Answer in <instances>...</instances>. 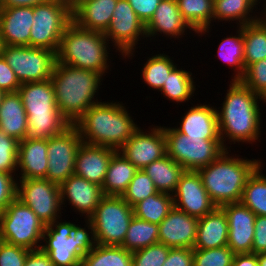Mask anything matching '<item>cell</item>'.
Instances as JSON below:
<instances>
[{
  "label": "cell",
  "mask_w": 266,
  "mask_h": 266,
  "mask_svg": "<svg viewBox=\"0 0 266 266\" xmlns=\"http://www.w3.org/2000/svg\"><path fill=\"white\" fill-rule=\"evenodd\" d=\"M96 71L77 68L56 62L50 78L57 108L62 116L73 125L92 105L103 80Z\"/></svg>",
  "instance_id": "obj_3"
},
{
  "label": "cell",
  "mask_w": 266,
  "mask_h": 266,
  "mask_svg": "<svg viewBox=\"0 0 266 266\" xmlns=\"http://www.w3.org/2000/svg\"><path fill=\"white\" fill-rule=\"evenodd\" d=\"M198 220L173 207L159 224V243L169 248L194 249Z\"/></svg>",
  "instance_id": "obj_20"
},
{
  "label": "cell",
  "mask_w": 266,
  "mask_h": 266,
  "mask_svg": "<svg viewBox=\"0 0 266 266\" xmlns=\"http://www.w3.org/2000/svg\"><path fill=\"white\" fill-rule=\"evenodd\" d=\"M5 94L6 93L4 91L0 90V104Z\"/></svg>",
  "instance_id": "obj_57"
},
{
  "label": "cell",
  "mask_w": 266,
  "mask_h": 266,
  "mask_svg": "<svg viewBox=\"0 0 266 266\" xmlns=\"http://www.w3.org/2000/svg\"><path fill=\"white\" fill-rule=\"evenodd\" d=\"M104 35L108 41H112V45L117 49L116 52H120L123 58L130 59L129 57L135 56L138 41L146 38L145 24L138 18L127 0H118Z\"/></svg>",
  "instance_id": "obj_14"
},
{
  "label": "cell",
  "mask_w": 266,
  "mask_h": 266,
  "mask_svg": "<svg viewBox=\"0 0 266 266\" xmlns=\"http://www.w3.org/2000/svg\"><path fill=\"white\" fill-rule=\"evenodd\" d=\"M194 31L183 19L176 0H161L153 17L145 25L146 39L162 34L174 39L184 37L188 31Z\"/></svg>",
  "instance_id": "obj_23"
},
{
  "label": "cell",
  "mask_w": 266,
  "mask_h": 266,
  "mask_svg": "<svg viewBox=\"0 0 266 266\" xmlns=\"http://www.w3.org/2000/svg\"><path fill=\"white\" fill-rule=\"evenodd\" d=\"M244 67L245 69L266 58V18L243 26Z\"/></svg>",
  "instance_id": "obj_33"
},
{
  "label": "cell",
  "mask_w": 266,
  "mask_h": 266,
  "mask_svg": "<svg viewBox=\"0 0 266 266\" xmlns=\"http://www.w3.org/2000/svg\"><path fill=\"white\" fill-rule=\"evenodd\" d=\"M157 192L158 191L151 178L143 172V170H138L128 185L127 190L123 193L122 198L128 205L133 207L139 201H142Z\"/></svg>",
  "instance_id": "obj_41"
},
{
  "label": "cell",
  "mask_w": 266,
  "mask_h": 266,
  "mask_svg": "<svg viewBox=\"0 0 266 266\" xmlns=\"http://www.w3.org/2000/svg\"><path fill=\"white\" fill-rule=\"evenodd\" d=\"M256 5L258 3L255 0H214L213 22L236 21L237 27L245 26L263 16V10L260 16L250 14L257 8Z\"/></svg>",
  "instance_id": "obj_31"
},
{
  "label": "cell",
  "mask_w": 266,
  "mask_h": 266,
  "mask_svg": "<svg viewBox=\"0 0 266 266\" xmlns=\"http://www.w3.org/2000/svg\"><path fill=\"white\" fill-rule=\"evenodd\" d=\"M65 6H67L71 11H73L77 6H79L84 0H59Z\"/></svg>",
  "instance_id": "obj_55"
},
{
  "label": "cell",
  "mask_w": 266,
  "mask_h": 266,
  "mask_svg": "<svg viewBox=\"0 0 266 266\" xmlns=\"http://www.w3.org/2000/svg\"><path fill=\"white\" fill-rule=\"evenodd\" d=\"M27 122L20 94L6 93L0 104V130L20 142L27 138Z\"/></svg>",
  "instance_id": "obj_28"
},
{
  "label": "cell",
  "mask_w": 266,
  "mask_h": 266,
  "mask_svg": "<svg viewBox=\"0 0 266 266\" xmlns=\"http://www.w3.org/2000/svg\"><path fill=\"white\" fill-rule=\"evenodd\" d=\"M162 266H193L192 248H170Z\"/></svg>",
  "instance_id": "obj_50"
},
{
  "label": "cell",
  "mask_w": 266,
  "mask_h": 266,
  "mask_svg": "<svg viewBox=\"0 0 266 266\" xmlns=\"http://www.w3.org/2000/svg\"><path fill=\"white\" fill-rule=\"evenodd\" d=\"M138 18L146 25L153 17L161 0H127Z\"/></svg>",
  "instance_id": "obj_49"
},
{
  "label": "cell",
  "mask_w": 266,
  "mask_h": 266,
  "mask_svg": "<svg viewBox=\"0 0 266 266\" xmlns=\"http://www.w3.org/2000/svg\"><path fill=\"white\" fill-rule=\"evenodd\" d=\"M192 76V72L179 69L177 66L168 75V79L164 82L161 94L171 102L184 103L191 100L195 93L196 86Z\"/></svg>",
  "instance_id": "obj_35"
},
{
  "label": "cell",
  "mask_w": 266,
  "mask_h": 266,
  "mask_svg": "<svg viewBox=\"0 0 266 266\" xmlns=\"http://www.w3.org/2000/svg\"><path fill=\"white\" fill-rule=\"evenodd\" d=\"M170 248L155 243L132 252V266H162L168 257Z\"/></svg>",
  "instance_id": "obj_44"
},
{
  "label": "cell",
  "mask_w": 266,
  "mask_h": 266,
  "mask_svg": "<svg viewBox=\"0 0 266 266\" xmlns=\"http://www.w3.org/2000/svg\"><path fill=\"white\" fill-rule=\"evenodd\" d=\"M150 131L139 127L118 150L138 170L167 155L164 126H154Z\"/></svg>",
  "instance_id": "obj_16"
},
{
  "label": "cell",
  "mask_w": 266,
  "mask_h": 266,
  "mask_svg": "<svg viewBox=\"0 0 266 266\" xmlns=\"http://www.w3.org/2000/svg\"><path fill=\"white\" fill-rule=\"evenodd\" d=\"M236 32L238 35L230 34L231 36L224 37L219 43L217 52L221 61L223 60L228 66L235 68L231 80H239L245 73L243 26L239 27Z\"/></svg>",
  "instance_id": "obj_39"
},
{
  "label": "cell",
  "mask_w": 266,
  "mask_h": 266,
  "mask_svg": "<svg viewBox=\"0 0 266 266\" xmlns=\"http://www.w3.org/2000/svg\"><path fill=\"white\" fill-rule=\"evenodd\" d=\"M259 101L266 103L239 80H231L222 107L216 110L220 140L225 149H230L226 146V140H229V144H253L259 141L262 132Z\"/></svg>",
  "instance_id": "obj_1"
},
{
  "label": "cell",
  "mask_w": 266,
  "mask_h": 266,
  "mask_svg": "<svg viewBox=\"0 0 266 266\" xmlns=\"http://www.w3.org/2000/svg\"><path fill=\"white\" fill-rule=\"evenodd\" d=\"M48 139H23L18 145L19 179H45L48 171ZM21 175V176H20Z\"/></svg>",
  "instance_id": "obj_24"
},
{
  "label": "cell",
  "mask_w": 266,
  "mask_h": 266,
  "mask_svg": "<svg viewBox=\"0 0 266 266\" xmlns=\"http://www.w3.org/2000/svg\"><path fill=\"white\" fill-rule=\"evenodd\" d=\"M232 266H258V254H235Z\"/></svg>",
  "instance_id": "obj_53"
},
{
  "label": "cell",
  "mask_w": 266,
  "mask_h": 266,
  "mask_svg": "<svg viewBox=\"0 0 266 266\" xmlns=\"http://www.w3.org/2000/svg\"><path fill=\"white\" fill-rule=\"evenodd\" d=\"M258 266H266V252L258 254Z\"/></svg>",
  "instance_id": "obj_56"
},
{
  "label": "cell",
  "mask_w": 266,
  "mask_h": 266,
  "mask_svg": "<svg viewBox=\"0 0 266 266\" xmlns=\"http://www.w3.org/2000/svg\"><path fill=\"white\" fill-rule=\"evenodd\" d=\"M159 242V225L133 216L121 247L134 252Z\"/></svg>",
  "instance_id": "obj_37"
},
{
  "label": "cell",
  "mask_w": 266,
  "mask_h": 266,
  "mask_svg": "<svg viewBox=\"0 0 266 266\" xmlns=\"http://www.w3.org/2000/svg\"><path fill=\"white\" fill-rule=\"evenodd\" d=\"M158 192L172 195L185 169L168 155L144 167Z\"/></svg>",
  "instance_id": "obj_30"
},
{
  "label": "cell",
  "mask_w": 266,
  "mask_h": 266,
  "mask_svg": "<svg viewBox=\"0 0 266 266\" xmlns=\"http://www.w3.org/2000/svg\"><path fill=\"white\" fill-rule=\"evenodd\" d=\"M80 266H132V252L121 246L96 244L83 256Z\"/></svg>",
  "instance_id": "obj_34"
},
{
  "label": "cell",
  "mask_w": 266,
  "mask_h": 266,
  "mask_svg": "<svg viewBox=\"0 0 266 266\" xmlns=\"http://www.w3.org/2000/svg\"><path fill=\"white\" fill-rule=\"evenodd\" d=\"M252 253L266 252V216H256Z\"/></svg>",
  "instance_id": "obj_51"
},
{
  "label": "cell",
  "mask_w": 266,
  "mask_h": 266,
  "mask_svg": "<svg viewBox=\"0 0 266 266\" xmlns=\"http://www.w3.org/2000/svg\"><path fill=\"white\" fill-rule=\"evenodd\" d=\"M85 223L83 228L57 219L46 225L41 249L48 254L54 266H80L83 256L96 245L92 222L86 219Z\"/></svg>",
  "instance_id": "obj_7"
},
{
  "label": "cell",
  "mask_w": 266,
  "mask_h": 266,
  "mask_svg": "<svg viewBox=\"0 0 266 266\" xmlns=\"http://www.w3.org/2000/svg\"><path fill=\"white\" fill-rule=\"evenodd\" d=\"M239 81L266 100V58L249 65Z\"/></svg>",
  "instance_id": "obj_43"
},
{
  "label": "cell",
  "mask_w": 266,
  "mask_h": 266,
  "mask_svg": "<svg viewBox=\"0 0 266 266\" xmlns=\"http://www.w3.org/2000/svg\"><path fill=\"white\" fill-rule=\"evenodd\" d=\"M30 250L0 242V266H24Z\"/></svg>",
  "instance_id": "obj_46"
},
{
  "label": "cell",
  "mask_w": 266,
  "mask_h": 266,
  "mask_svg": "<svg viewBox=\"0 0 266 266\" xmlns=\"http://www.w3.org/2000/svg\"><path fill=\"white\" fill-rule=\"evenodd\" d=\"M30 46L57 52L60 39L73 21L72 11L59 0L33 6Z\"/></svg>",
  "instance_id": "obj_11"
},
{
  "label": "cell",
  "mask_w": 266,
  "mask_h": 266,
  "mask_svg": "<svg viewBox=\"0 0 266 266\" xmlns=\"http://www.w3.org/2000/svg\"><path fill=\"white\" fill-rule=\"evenodd\" d=\"M172 197L176 209L198 219L217 207L204 188L197 171H184Z\"/></svg>",
  "instance_id": "obj_17"
},
{
  "label": "cell",
  "mask_w": 266,
  "mask_h": 266,
  "mask_svg": "<svg viewBox=\"0 0 266 266\" xmlns=\"http://www.w3.org/2000/svg\"><path fill=\"white\" fill-rule=\"evenodd\" d=\"M33 7H0V45L30 46Z\"/></svg>",
  "instance_id": "obj_21"
},
{
  "label": "cell",
  "mask_w": 266,
  "mask_h": 266,
  "mask_svg": "<svg viewBox=\"0 0 266 266\" xmlns=\"http://www.w3.org/2000/svg\"><path fill=\"white\" fill-rule=\"evenodd\" d=\"M60 191L62 208L68 200L75 212L78 211L79 215L81 213V216L86 217L84 220L89 219L94 214L104 196L101 186L75 174L60 185Z\"/></svg>",
  "instance_id": "obj_19"
},
{
  "label": "cell",
  "mask_w": 266,
  "mask_h": 266,
  "mask_svg": "<svg viewBox=\"0 0 266 266\" xmlns=\"http://www.w3.org/2000/svg\"><path fill=\"white\" fill-rule=\"evenodd\" d=\"M260 165L248 178L240 202L256 216H266V175Z\"/></svg>",
  "instance_id": "obj_38"
},
{
  "label": "cell",
  "mask_w": 266,
  "mask_h": 266,
  "mask_svg": "<svg viewBox=\"0 0 266 266\" xmlns=\"http://www.w3.org/2000/svg\"><path fill=\"white\" fill-rule=\"evenodd\" d=\"M83 140L74 125L48 139V171L45 179L59 186L74 174L76 154Z\"/></svg>",
  "instance_id": "obj_15"
},
{
  "label": "cell",
  "mask_w": 266,
  "mask_h": 266,
  "mask_svg": "<svg viewBox=\"0 0 266 266\" xmlns=\"http://www.w3.org/2000/svg\"><path fill=\"white\" fill-rule=\"evenodd\" d=\"M17 180V199L30 207L45 225L61 218L63 208L58 184L48 179Z\"/></svg>",
  "instance_id": "obj_13"
},
{
  "label": "cell",
  "mask_w": 266,
  "mask_h": 266,
  "mask_svg": "<svg viewBox=\"0 0 266 266\" xmlns=\"http://www.w3.org/2000/svg\"><path fill=\"white\" fill-rule=\"evenodd\" d=\"M167 155L186 171H197L215 161L223 151L220 138H195L165 127Z\"/></svg>",
  "instance_id": "obj_8"
},
{
  "label": "cell",
  "mask_w": 266,
  "mask_h": 266,
  "mask_svg": "<svg viewBox=\"0 0 266 266\" xmlns=\"http://www.w3.org/2000/svg\"><path fill=\"white\" fill-rule=\"evenodd\" d=\"M138 169L119 151L110 160L102 191L104 195L122 196Z\"/></svg>",
  "instance_id": "obj_29"
},
{
  "label": "cell",
  "mask_w": 266,
  "mask_h": 266,
  "mask_svg": "<svg viewBox=\"0 0 266 266\" xmlns=\"http://www.w3.org/2000/svg\"><path fill=\"white\" fill-rule=\"evenodd\" d=\"M118 0H84L72 11L73 22L87 30L105 33Z\"/></svg>",
  "instance_id": "obj_27"
},
{
  "label": "cell",
  "mask_w": 266,
  "mask_h": 266,
  "mask_svg": "<svg viewBox=\"0 0 266 266\" xmlns=\"http://www.w3.org/2000/svg\"><path fill=\"white\" fill-rule=\"evenodd\" d=\"M17 178L9 173L0 172V214L17 198Z\"/></svg>",
  "instance_id": "obj_47"
},
{
  "label": "cell",
  "mask_w": 266,
  "mask_h": 266,
  "mask_svg": "<svg viewBox=\"0 0 266 266\" xmlns=\"http://www.w3.org/2000/svg\"><path fill=\"white\" fill-rule=\"evenodd\" d=\"M49 0H5V4L2 7H19L29 6L33 7L37 4H42Z\"/></svg>",
  "instance_id": "obj_54"
},
{
  "label": "cell",
  "mask_w": 266,
  "mask_h": 266,
  "mask_svg": "<svg viewBox=\"0 0 266 266\" xmlns=\"http://www.w3.org/2000/svg\"><path fill=\"white\" fill-rule=\"evenodd\" d=\"M173 197L157 192L133 206L134 216L154 224H160L173 209Z\"/></svg>",
  "instance_id": "obj_36"
},
{
  "label": "cell",
  "mask_w": 266,
  "mask_h": 266,
  "mask_svg": "<svg viewBox=\"0 0 266 266\" xmlns=\"http://www.w3.org/2000/svg\"><path fill=\"white\" fill-rule=\"evenodd\" d=\"M109 44L104 33L83 29L72 21L60 39L56 62L105 76L110 66Z\"/></svg>",
  "instance_id": "obj_6"
},
{
  "label": "cell",
  "mask_w": 266,
  "mask_h": 266,
  "mask_svg": "<svg viewBox=\"0 0 266 266\" xmlns=\"http://www.w3.org/2000/svg\"><path fill=\"white\" fill-rule=\"evenodd\" d=\"M5 4V0H0V7H2Z\"/></svg>",
  "instance_id": "obj_58"
},
{
  "label": "cell",
  "mask_w": 266,
  "mask_h": 266,
  "mask_svg": "<svg viewBox=\"0 0 266 266\" xmlns=\"http://www.w3.org/2000/svg\"><path fill=\"white\" fill-rule=\"evenodd\" d=\"M235 253L228 247L193 249V266H232Z\"/></svg>",
  "instance_id": "obj_42"
},
{
  "label": "cell",
  "mask_w": 266,
  "mask_h": 266,
  "mask_svg": "<svg viewBox=\"0 0 266 266\" xmlns=\"http://www.w3.org/2000/svg\"><path fill=\"white\" fill-rule=\"evenodd\" d=\"M45 229L31 208L17 198L0 214V238L6 243L28 250L40 249Z\"/></svg>",
  "instance_id": "obj_9"
},
{
  "label": "cell",
  "mask_w": 266,
  "mask_h": 266,
  "mask_svg": "<svg viewBox=\"0 0 266 266\" xmlns=\"http://www.w3.org/2000/svg\"><path fill=\"white\" fill-rule=\"evenodd\" d=\"M164 52L148 57L143 66L142 78L149 88L160 91L168 75L177 66V64ZM175 64V65H174Z\"/></svg>",
  "instance_id": "obj_40"
},
{
  "label": "cell",
  "mask_w": 266,
  "mask_h": 266,
  "mask_svg": "<svg viewBox=\"0 0 266 266\" xmlns=\"http://www.w3.org/2000/svg\"><path fill=\"white\" fill-rule=\"evenodd\" d=\"M133 216V207L122 196L104 195L89 218L96 244L121 246Z\"/></svg>",
  "instance_id": "obj_10"
},
{
  "label": "cell",
  "mask_w": 266,
  "mask_h": 266,
  "mask_svg": "<svg viewBox=\"0 0 266 266\" xmlns=\"http://www.w3.org/2000/svg\"><path fill=\"white\" fill-rule=\"evenodd\" d=\"M122 102L92 105L73 125L84 143L118 151L139 128Z\"/></svg>",
  "instance_id": "obj_2"
},
{
  "label": "cell",
  "mask_w": 266,
  "mask_h": 266,
  "mask_svg": "<svg viewBox=\"0 0 266 266\" xmlns=\"http://www.w3.org/2000/svg\"><path fill=\"white\" fill-rule=\"evenodd\" d=\"M24 266H54V263L48 254L40 248L29 251Z\"/></svg>",
  "instance_id": "obj_52"
},
{
  "label": "cell",
  "mask_w": 266,
  "mask_h": 266,
  "mask_svg": "<svg viewBox=\"0 0 266 266\" xmlns=\"http://www.w3.org/2000/svg\"><path fill=\"white\" fill-rule=\"evenodd\" d=\"M228 220L224 210L216 207L199 218L194 249H212L227 246Z\"/></svg>",
  "instance_id": "obj_26"
},
{
  "label": "cell",
  "mask_w": 266,
  "mask_h": 266,
  "mask_svg": "<svg viewBox=\"0 0 266 266\" xmlns=\"http://www.w3.org/2000/svg\"><path fill=\"white\" fill-rule=\"evenodd\" d=\"M0 53L21 84L49 80L56 63V53L45 48L0 45Z\"/></svg>",
  "instance_id": "obj_12"
},
{
  "label": "cell",
  "mask_w": 266,
  "mask_h": 266,
  "mask_svg": "<svg viewBox=\"0 0 266 266\" xmlns=\"http://www.w3.org/2000/svg\"><path fill=\"white\" fill-rule=\"evenodd\" d=\"M216 110L217 107H212L210 104L194 105L184 113L180 126L174 128L190 137L220 138Z\"/></svg>",
  "instance_id": "obj_25"
},
{
  "label": "cell",
  "mask_w": 266,
  "mask_h": 266,
  "mask_svg": "<svg viewBox=\"0 0 266 266\" xmlns=\"http://www.w3.org/2000/svg\"><path fill=\"white\" fill-rule=\"evenodd\" d=\"M18 145L19 141L0 130V172L18 175Z\"/></svg>",
  "instance_id": "obj_45"
},
{
  "label": "cell",
  "mask_w": 266,
  "mask_h": 266,
  "mask_svg": "<svg viewBox=\"0 0 266 266\" xmlns=\"http://www.w3.org/2000/svg\"><path fill=\"white\" fill-rule=\"evenodd\" d=\"M18 93L27 115V137L47 140L61 134L71 124L57 108L51 80L21 84Z\"/></svg>",
  "instance_id": "obj_5"
},
{
  "label": "cell",
  "mask_w": 266,
  "mask_h": 266,
  "mask_svg": "<svg viewBox=\"0 0 266 266\" xmlns=\"http://www.w3.org/2000/svg\"><path fill=\"white\" fill-rule=\"evenodd\" d=\"M115 152L113 148L82 142L76 154L74 174L102 187Z\"/></svg>",
  "instance_id": "obj_22"
},
{
  "label": "cell",
  "mask_w": 266,
  "mask_h": 266,
  "mask_svg": "<svg viewBox=\"0 0 266 266\" xmlns=\"http://www.w3.org/2000/svg\"><path fill=\"white\" fill-rule=\"evenodd\" d=\"M263 16L266 18V7L263 9Z\"/></svg>",
  "instance_id": "obj_59"
},
{
  "label": "cell",
  "mask_w": 266,
  "mask_h": 266,
  "mask_svg": "<svg viewBox=\"0 0 266 266\" xmlns=\"http://www.w3.org/2000/svg\"><path fill=\"white\" fill-rule=\"evenodd\" d=\"M21 83L16 74L7 64V61L0 53V90L5 93L18 92Z\"/></svg>",
  "instance_id": "obj_48"
},
{
  "label": "cell",
  "mask_w": 266,
  "mask_h": 266,
  "mask_svg": "<svg viewBox=\"0 0 266 266\" xmlns=\"http://www.w3.org/2000/svg\"><path fill=\"white\" fill-rule=\"evenodd\" d=\"M228 220L227 246L235 254L252 253L256 215L241 202L221 206Z\"/></svg>",
  "instance_id": "obj_18"
},
{
  "label": "cell",
  "mask_w": 266,
  "mask_h": 266,
  "mask_svg": "<svg viewBox=\"0 0 266 266\" xmlns=\"http://www.w3.org/2000/svg\"><path fill=\"white\" fill-rule=\"evenodd\" d=\"M230 150L226 149L215 161L197 170L217 207L240 202L248 178L263 163L260 159L239 158L236 154L230 156Z\"/></svg>",
  "instance_id": "obj_4"
},
{
  "label": "cell",
  "mask_w": 266,
  "mask_h": 266,
  "mask_svg": "<svg viewBox=\"0 0 266 266\" xmlns=\"http://www.w3.org/2000/svg\"><path fill=\"white\" fill-rule=\"evenodd\" d=\"M176 1L183 19L194 30L195 34L202 37L203 34L209 33L213 23L214 0Z\"/></svg>",
  "instance_id": "obj_32"
}]
</instances>
